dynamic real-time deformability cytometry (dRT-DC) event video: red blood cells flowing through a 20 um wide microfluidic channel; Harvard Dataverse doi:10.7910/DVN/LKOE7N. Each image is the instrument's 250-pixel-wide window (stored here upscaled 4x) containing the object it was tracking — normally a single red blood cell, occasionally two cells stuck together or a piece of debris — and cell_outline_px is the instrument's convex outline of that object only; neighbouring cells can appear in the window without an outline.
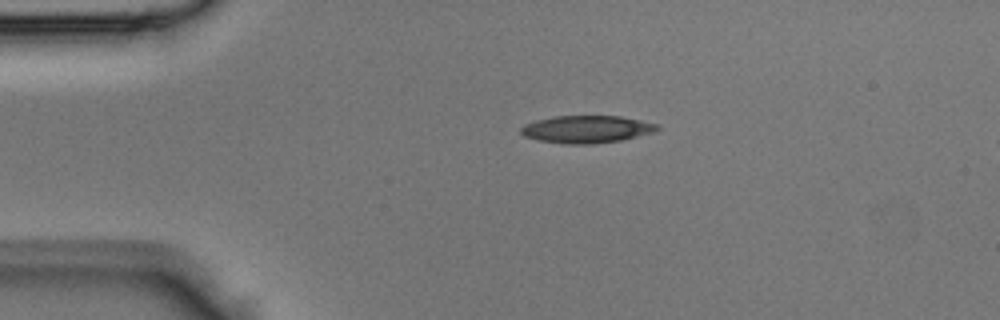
{"species": "Egyptian fruit bat (a non-hibernating species)", "species_latin": "Rousettus aegyptiacus", "temperature_condition": "room temperature", "stored_images_in_passage": 34, "camera_frame_rate_fps": 3000, "um_per_image_px": 0.085, "animal": {"sex": "male"}, "frame": {"image": 1, "passage_image": 1, "time_ms": 0.0, "image_size_px": [1000, 320], "cell_outline_px": [[660, 128], [656, 132], [620, 140], [592, 144], [564, 144], [540, 140], [524, 136], [520, 132], [520, 128], [524, 124], [536, 120], [556, 116], [620, 116], [660, 124]], "centroid_in_image_um": [49.89, 10.98], "position_along_channel_um": 35.1, "area_um2": 21.85}}
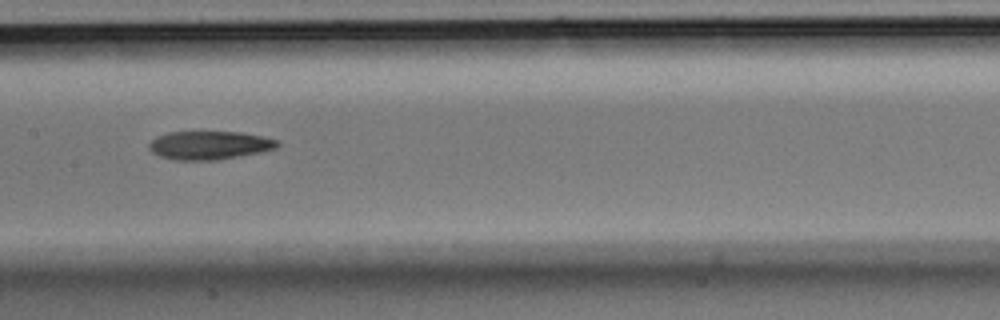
{"frame": {"image": 2, "passage_image": 13, "time_ms": 4.0, "image_size_px": [1000, 320], "cell_outline_px": [[280, 144], [276, 148], [260, 152], [240, 156], [216, 160], [176, 160], [160, 156], [152, 152], [148, 148], [148, 144], [156, 136], [168, 132], [240, 132], [264, 136], [280, 140]], "centroid_in_image_um": [17.81, 12.34], "position_along_channel_um": 189.6, "area_um2": 21.39}}
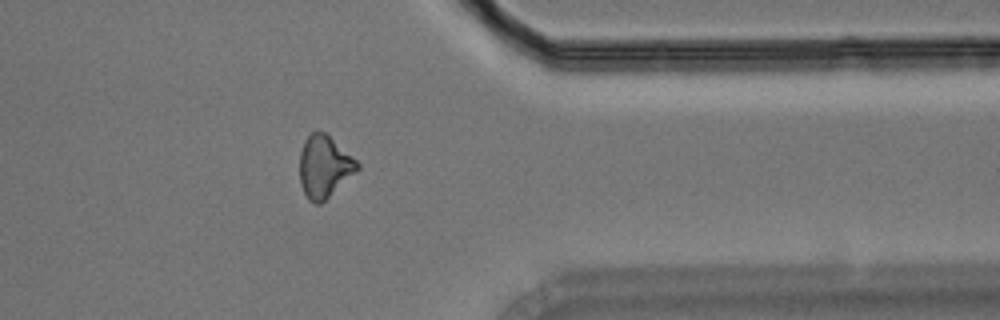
{"frame": {"image": 3, "passage_image": 26, "time_ms": 8.333, "image_size_px": [1000, 320], "cell_outline_px": [[360, 168], [356, 172], [320, 204], [316, 204], [308, 200], [300, 184], [300, 152], [304, 140], [312, 132], [324, 132], [356, 160], [360, 164]], "centroid_in_image_um": [27.54, 14.18], "position_along_channel_um": 383.9, "area_um2": 20.52}}